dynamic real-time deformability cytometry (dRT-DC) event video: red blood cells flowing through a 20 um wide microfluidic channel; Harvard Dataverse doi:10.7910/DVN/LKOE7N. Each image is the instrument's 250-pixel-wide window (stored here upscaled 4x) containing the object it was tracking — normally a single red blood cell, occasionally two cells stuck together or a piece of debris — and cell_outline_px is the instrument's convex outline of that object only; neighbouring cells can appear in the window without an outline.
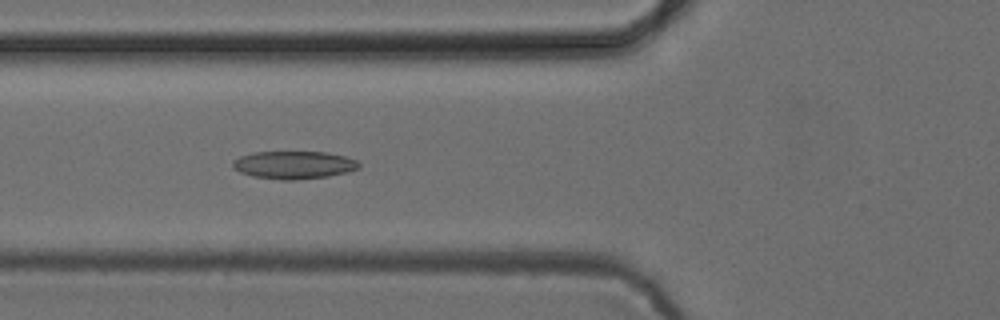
{"species": "common noctule bat (a hibernating species)", "species_latin": "Nyctalus noctula", "temperature_condition": "cold", "stored_images_in_passage": 53, "camera_frame_rate_fps": 3000, "um_per_image_px": 0.085, "animal": {"sex": "female", "body_mass_g": 24.6, "forearm_length_mm": 56.2}, "frame": {"image": 1, "passage_image": 20, "time_ms": 6.333, "image_size_px": [1000, 320], "cell_outline_px": [[360, 168], [348, 172], [328, 176], [296, 180], [284, 180], [252, 176], [240, 172], [232, 168], [232, 160], [240, 156], [252, 152], [328, 152], [344, 156], [356, 160], [360, 164]], "centroid_in_image_um": [24.96, 14.02], "position_along_channel_um": 100.8, "area_um2": 20.58}}
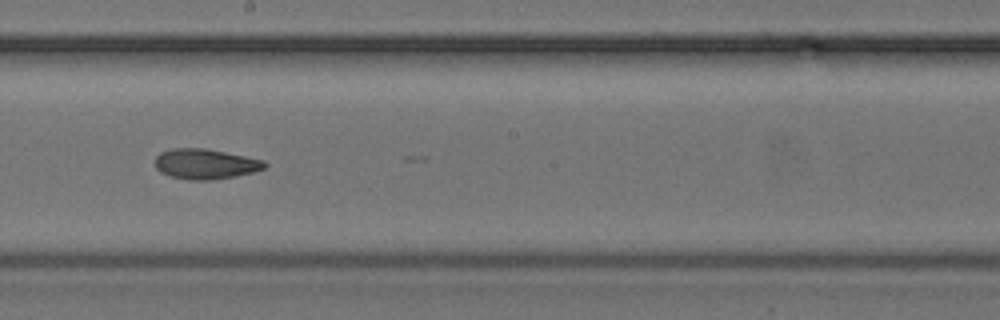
{"frame": {"image": 2, "passage_image": 30, "time_ms": 9.667, "image_size_px": [1000, 320], "cell_outline_px": [[268, 164], [264, 168], [252, 172], [236, 176], [212, 180], [188, 180], [172, 176], [160, 172], [156, 168], [156, 156], [160, 152], [172, 148], [204, 148], [264, 160]], "centroid_in_image_um": [17.44, 13.94], "position_along_channel_um": 230.8, "area_um2": 19.19}}
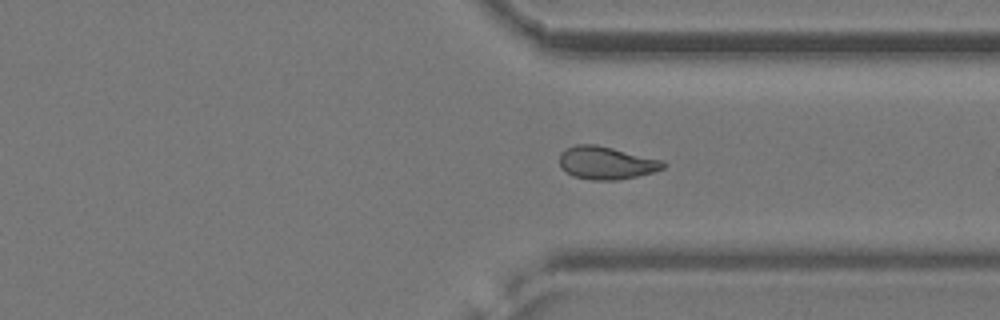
{"frame": {"image": 3, "passage_image": 40, "time_ms": 13.0, "image_size_px": [1000, 320], "cell_outline_px": [[668, 164], [664, 168], [652, 172], [636, 176], [616, 180], [592, 180], [572, 176], [564, 172], [560, 168], [560, 152], [564, 148], [576, 144], [596, 144], [664, 160]], "centroid_in_image_um": [51.51, 13.84], "position_along_channel_um": 359.9, "area_um2": 20.11}, "authors_computed_cell_mechanics": {"area_um2": 20.1144, "velocity_mm_per_s": 3.8815, "shape_relaxation_time_tau1_ms": 7.6864, "shape_relaxation_time_tau2_ms": 7.9315, "deformation_change_tau1": 0.1607, "deformation_change_tau2": 0.1473}}